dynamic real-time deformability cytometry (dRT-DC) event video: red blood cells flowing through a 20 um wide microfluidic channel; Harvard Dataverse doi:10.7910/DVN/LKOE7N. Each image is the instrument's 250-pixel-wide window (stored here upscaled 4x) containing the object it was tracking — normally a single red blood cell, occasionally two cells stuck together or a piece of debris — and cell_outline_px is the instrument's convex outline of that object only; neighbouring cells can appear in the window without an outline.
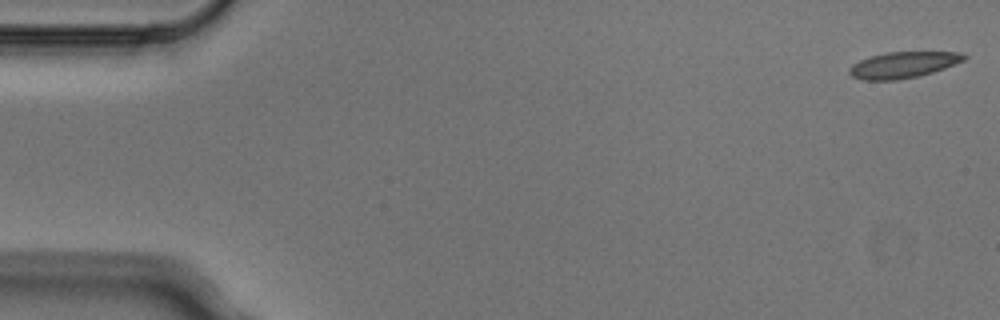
{"species": "Egyptian fruit bat (a non-hibernating species)", "species_latin": "Rousettus aegyptiacus", "temperature_condition": "cold", "stored_images_in_passage": 6, "segment_of_instrument_passage": [1, 2], "camera_frame_rate_fps": 3000, "um_per_image_px": 0.085, "animal": {"sex": "male"}, "frame": {"image": 1, "passage_image": 1, "time_ms": 0.0, "image_size_px": [1000, 320], "cell_outline_px": [[968, 56], [964, 60], [944, 68], [920, 76], [896, 80], [864, 80], [852, 76], [848, 72], [848, 68], [852, 64], [860, 60], [872, 56], [888, 52], [964, 52]], "centroid_in_image_um": [76.77, 5.51], "position_along_channel_um": 8.2, "area_um2": 17.46}}
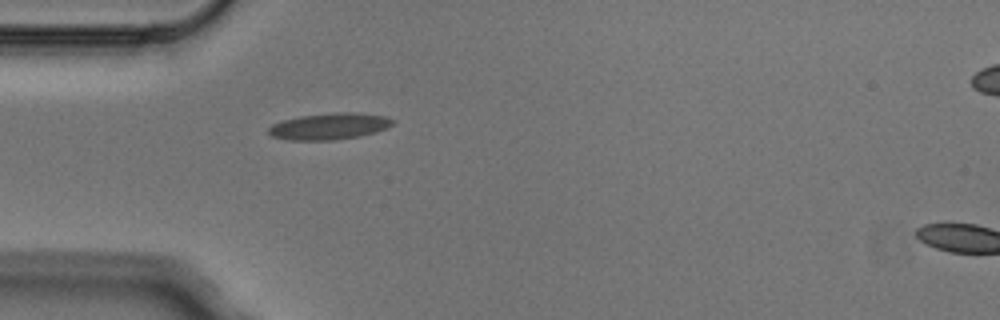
{"frame": {"image": 2, "passage_image": 5, "time_ms": 1.333, "image_size_px": [1000, 320], "cell_outline_px": [[396, 120], [392, 124], [376, 132], [360, 136], [332, 140], [288, 140], [272, 136], [268, 132], [268, 128], [272, 124], [284, 120], [300, 116], [336, 112], [356, 112], [384, 116]], "centroid_in_image_um": [27.99, 10.73], "position_along_channel_um": 57.0, "area_um2": 19.07}}